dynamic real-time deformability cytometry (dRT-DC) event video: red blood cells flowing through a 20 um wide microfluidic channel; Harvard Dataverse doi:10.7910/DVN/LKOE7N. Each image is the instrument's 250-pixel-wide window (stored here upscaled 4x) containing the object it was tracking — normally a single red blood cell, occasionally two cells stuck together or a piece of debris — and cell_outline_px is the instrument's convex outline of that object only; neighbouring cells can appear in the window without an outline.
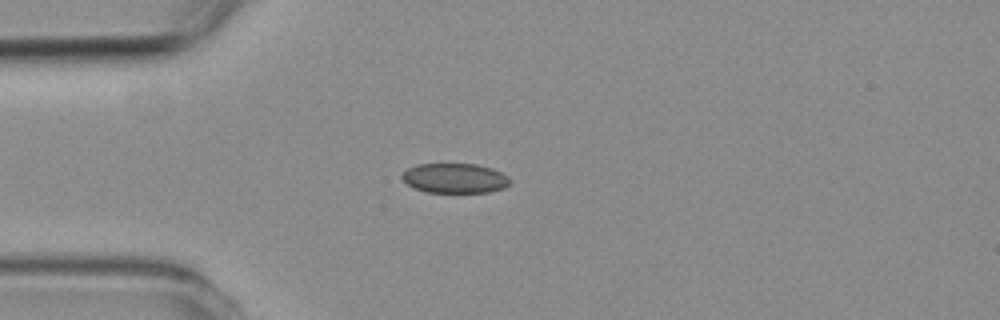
{"species": "common noctule bat (a hibernating species)", "species_latin": "Nyctalus noctula", "temperature_condition": "room temperature", "stored_images_in_passage": 4, "camera_frame_rate_fps": 3000, "um_per_image_px": 0.085, "animal": {"sex": "female", "body_mass_g": 19.3, "forearm_length_mm": 54.1}, "frame": {"image": 1, "passage_image": 3, "time_ms": 2.333, "image_size_px": [1000, 320], "cell_outline_px": [[512, 180], [504, 188], [488, 192], [424, 192], [408, 184], [400, 176], [408, 168], [416, 164], [476, 164], [492, 168], [508, 176]], "centroid_in_image_um": [38.67, 15.14], "position_along_channel_um": 46.3, "area_um2": 18.67}}